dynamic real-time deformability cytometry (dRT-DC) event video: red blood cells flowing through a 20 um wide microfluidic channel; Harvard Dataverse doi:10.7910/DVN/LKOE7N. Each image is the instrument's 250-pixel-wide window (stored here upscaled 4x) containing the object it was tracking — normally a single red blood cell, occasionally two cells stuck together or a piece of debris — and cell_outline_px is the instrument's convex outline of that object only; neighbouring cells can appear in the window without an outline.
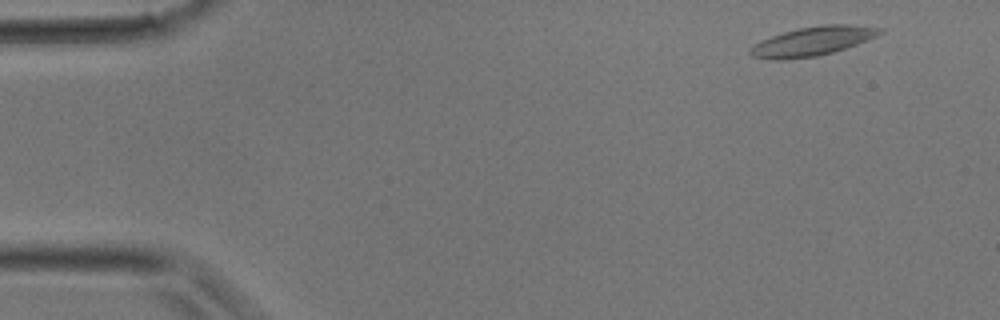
{"species": "common noctule bat (a hibernating species)", "species_latin": "Nyctalus noctula", "temperature_condition": "room temperature", "stored_images_in_passage": 10, "camera_frame_rate_fps": 3000, "um_per_image_px": 0.085, "animal": {"sex": "male", "body_mass_g": 17.9}, "frame": {"image": 1, "passage_image": 2, "time_ms": 0.333, "image_size_px": [1000, 320], "cell_outline_px": [[884, 32], [868, 40], [832, 52], [816, 56], [780, 60], [772, 60], [752, 56], [748, 52], [748, 48], [772, 36], [784, 32], [800, 28], [824, 24], [852, 24], [884, 28]], "centroid_in_image_um": [69.1, 3.5], "position_along_channel_um": 15.9, "area_um2": 21.79}}